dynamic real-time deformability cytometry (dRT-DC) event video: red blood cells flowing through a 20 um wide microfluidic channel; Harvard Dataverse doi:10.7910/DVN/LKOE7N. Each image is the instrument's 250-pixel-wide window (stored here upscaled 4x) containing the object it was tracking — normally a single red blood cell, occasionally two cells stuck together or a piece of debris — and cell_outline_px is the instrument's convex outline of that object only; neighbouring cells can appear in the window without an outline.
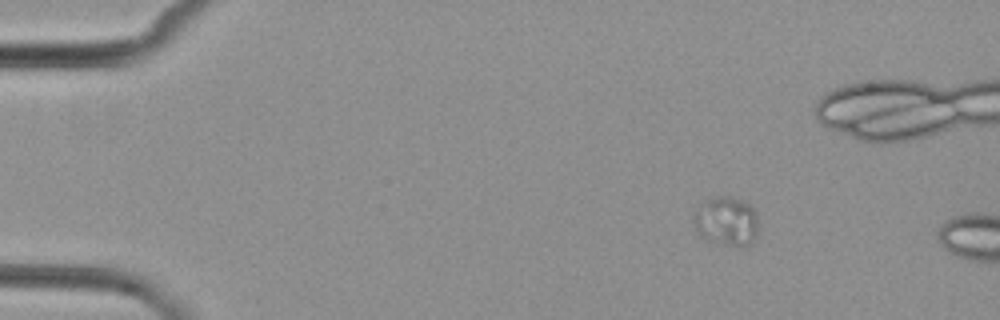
{"species": "common noctule bat (a hibernating species)", "species_latin": "Nyctalus noctula", "temperature_condition": "cold", "stored_images_in_passage": 4, "camera_frame_rate_fps": 3000, "um_per_image_px": 0.085, "animal": {"sex": "female", "body_mass_g": 29.2, "forearm_length_mm": 56.3}, "frame": {"image": 1, "passage_image": 2, "time_ms": 1.333, "image_size_px": [1000, 320], "cell_outline_px": [[756, 236], [752, 244], [744, 248], [740, 248], [708, 240], [700, 236], [696, 232], [692, 224], [692, 216], [696, 204], [712, 196], [728, 196], [752, 204], [756, 212]], "centroid_in_image_um": [61.69, 18.8], "position_along_channel_um": 23.3, "area_um2": 19.31}}